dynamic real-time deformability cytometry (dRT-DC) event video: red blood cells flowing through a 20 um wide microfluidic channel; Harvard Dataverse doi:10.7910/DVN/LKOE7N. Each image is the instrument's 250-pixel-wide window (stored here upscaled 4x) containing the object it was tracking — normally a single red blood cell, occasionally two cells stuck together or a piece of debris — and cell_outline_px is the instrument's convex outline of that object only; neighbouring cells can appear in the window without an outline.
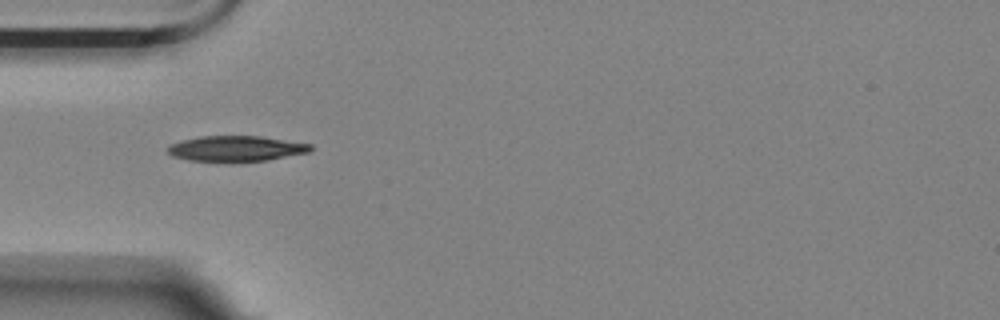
{"species": "Egyptian fruit bat (a non-hibernating species)", "species_latin": "Rousettus aegyptiacus", "temperature_condition": "room temperature", "stored_images_in_passage": 8, "camera_frame_rate_fps": 3000, "um_per_image_px": 0.085, "animal": {"sex": "female"}, "frame": {"image": 1, "passage_image": 6, "time_ms": 1.667, "image_size_px": [1000, 320], "cell_outline_px": [[312, 148], [308, 152], [268, 160], [188, 160], [172, 156], [168, 152], [168, 148], [172, 144], [184, 140], [200, 136], [260, 136], [312, 144]], "centroid_in_image_um": [20.09, 12.61], "position_along_channel_um": 64.9, "area_um2": 20.58}}
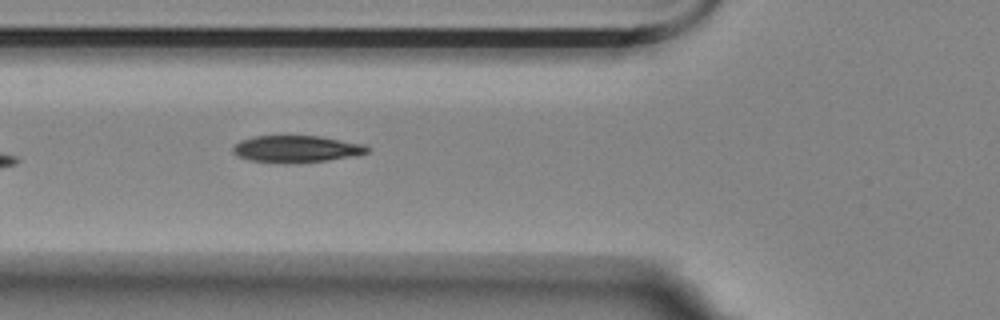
{"frame": {"image": 2, "passage_image": 7, "time_ms": 2.0, "image_size_px": [1000, 320], "cell_outline_px": [[368, 152], [356, 156], [328, 160], [296, 164], [284, 164], [248, 160], [236, 156], [232, 152], [232, 148], [240, 140], [252, 136], [320, 136], [364, 144], [368, 148]], "centroid_in_image_um": [25.16, 12.68], "position_along_channel_um": 100.6, "area_um2": 21.44}}
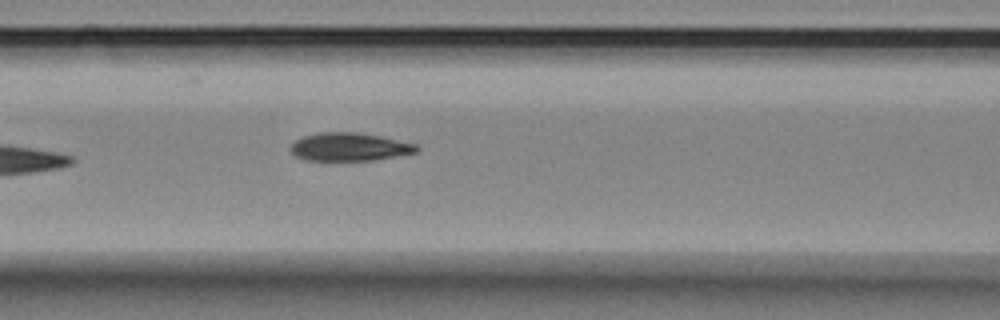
{"frame": {"image": 3, "passage_image": 8, "time_ms": 2.333, "image_size_px": [1000, 320], "cell_outline_px": [[420, 148], [416, 152], [372, 160], [308, 160], [296, 156], [288, 148], [296, 140], [304, 136], [320, 132], [356, 132], [380, 136], [416, 144]], "centroid_in_image_um": [29.68, 12.48], "position_along_channel_um": 136.9, "area_um2": 20.4}}